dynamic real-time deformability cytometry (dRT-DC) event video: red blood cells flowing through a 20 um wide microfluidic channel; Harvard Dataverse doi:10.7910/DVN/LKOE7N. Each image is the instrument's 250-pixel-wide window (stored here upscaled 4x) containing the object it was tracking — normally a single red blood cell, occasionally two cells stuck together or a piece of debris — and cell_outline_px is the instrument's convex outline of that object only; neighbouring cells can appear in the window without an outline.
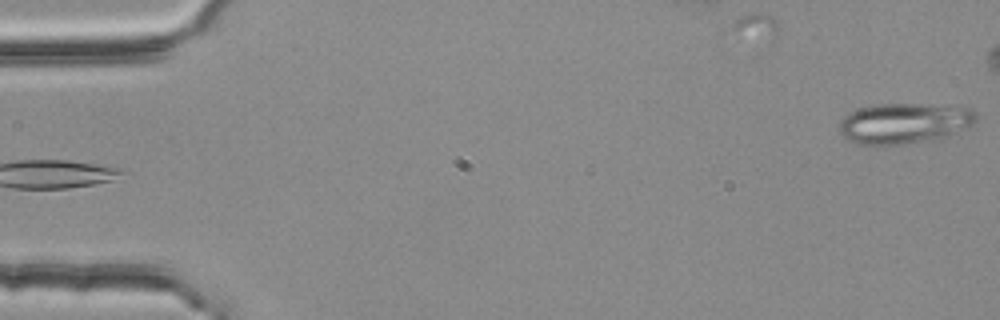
{"species": "common noctule bat (a hibernating species)", "species_latin": "Nyctalus noctula", "temperature_condition": "room temperature", "stored_images_in_passage": 4, "segment_of_instrument_passage": [2, 2], "camera_frame_rate_fps": 3000, "um_per_image_px": 0.085, "animal": {"sex": "female", "body_mass_g": 25.1}, "frame": {"image": 1, "passage_image": 4, "time_ms": 1.0, "image_size_px": [1000, 320], "cell_outline_px": [[976, 124], [940, 140], [904, 144], [864, 144], [848, 140], [840, 132], [840, 120], [844, 116], [860, 108], [876, 104], [924, 104], [972, 108], [976, 112]], "centroid_in_image_um": [76.94, 10.48], "position_along_channel_um": 8.1, "area_um2": 32.54}}